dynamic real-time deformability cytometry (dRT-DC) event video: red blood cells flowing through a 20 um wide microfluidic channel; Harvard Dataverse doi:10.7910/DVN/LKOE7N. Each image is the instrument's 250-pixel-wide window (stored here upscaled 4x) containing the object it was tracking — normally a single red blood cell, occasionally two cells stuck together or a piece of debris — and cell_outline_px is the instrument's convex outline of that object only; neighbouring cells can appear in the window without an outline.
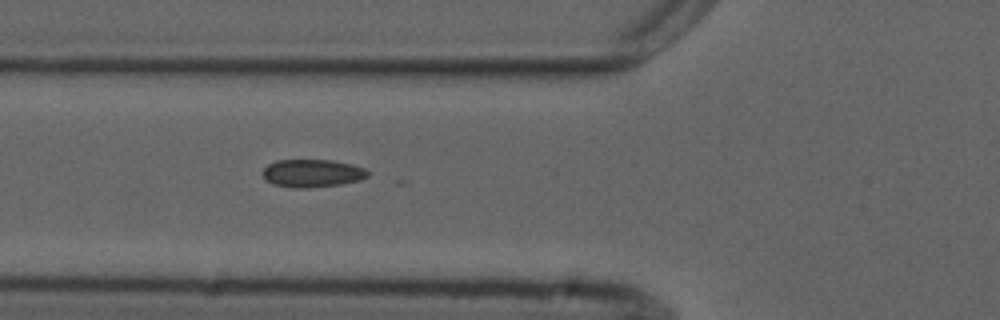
{"species": "common noctule bat (a hibernating species)", "species_latin": "Nyctalus noctula", "temperature_condition": "cold", "stored_images_in_passage": 4, "camera_frame_rate_fps": 3000, "um_per_image_px": 0.085, "animal": {"sex": "male", "forearm_length_mm": 52.5}, "frame": {"image": 1, "passage_image": 4, "time_ms": 3.333, "image_size_px": [1000, 320], "cell_outline_px": [[368, 176], [360, 180], [340, 184], [308, 188], [292, 188], [272, 184], [264, 176], [264, 168], [268, 164], [276, 160], [332, 160], [352, 164], [364, 168], [368, 172]], "centroid_in_image_um": [26.55, 14.72], "position_along_channel_um": 99.3, "area_um2": 16.99}}